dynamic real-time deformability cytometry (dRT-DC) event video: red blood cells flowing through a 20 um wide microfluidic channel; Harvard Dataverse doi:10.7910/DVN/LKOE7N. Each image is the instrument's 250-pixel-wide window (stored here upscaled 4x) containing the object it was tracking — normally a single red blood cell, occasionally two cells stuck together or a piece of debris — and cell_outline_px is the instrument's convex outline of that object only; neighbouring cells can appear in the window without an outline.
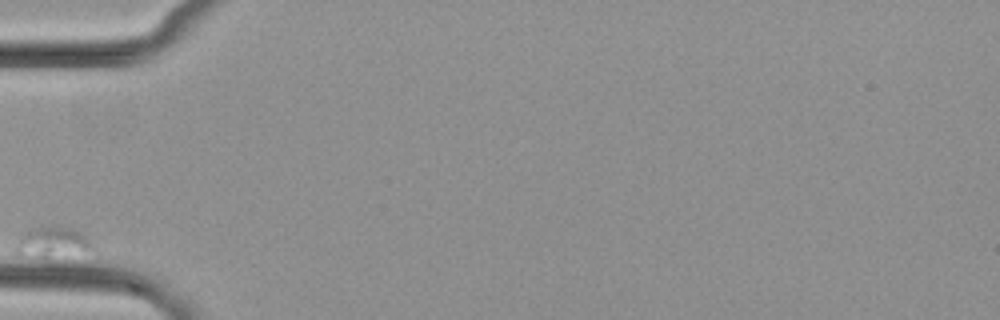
{"species": "common noctule bat (a hibernating species)", "species_latin": "Nyctalus noctula", "temperature_condition": "cold", "stored_images_in_passage": 3, "camera_frame_rate_fps": 3000, "um_per_image_px": 0.085, "animal": {"sex": "female", "body_mass_g": 29.2, "forearm_length_mm": 56.3}, "frame": {"image": 1, "passage_image": 1, "time_ms": 0.0, "image_size_px": [1000, 320], "cell_outline_px": [[100, 256], [92, 264], [64, 268], [52, 268], [16, 256], [16, 240], [20, 232], [28, 228], [44, 224], [72, 228], [80, 232], [100, 252]], "centroid_in_image_um": [4.74, 20.99], "position_along_channel_um": 80.3, "area_um2": 20.0}}
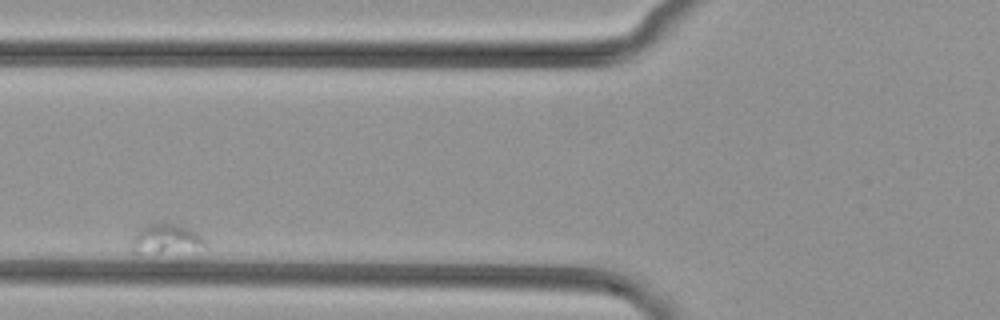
{"frame": {"image": 2, "passage_image": 2, "time_ms": 0.333, "image_size_px": [1000, 320], "cell_outline_px": [[208, 244], [200, 256], [176, 264], [168, 264], [136, 256], [128, 252], [128, 248], [132, 236], [140, 228], [148, 224], [176, 224], [188, 228], [196, 232]], "centroid_in_image_um": [14.18, 20.7], "position_along_channel_um": 111.6, "area_um2": 17.28}}